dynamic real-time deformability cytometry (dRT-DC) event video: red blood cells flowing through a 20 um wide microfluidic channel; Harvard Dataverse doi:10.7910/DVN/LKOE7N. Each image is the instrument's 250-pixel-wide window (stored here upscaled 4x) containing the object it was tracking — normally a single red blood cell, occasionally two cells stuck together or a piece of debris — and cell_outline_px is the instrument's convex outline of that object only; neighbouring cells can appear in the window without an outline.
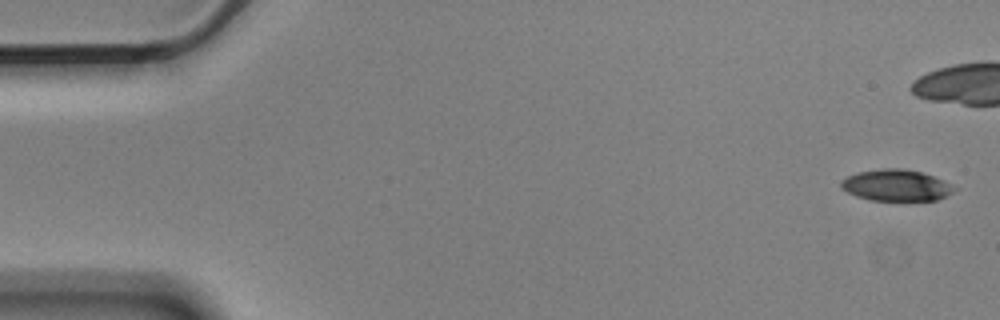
{"species": "Egyptian fruit bat (a non-hibernating species)", "species_latin": "Rousettus aegyptiacus", "temperature_condition": "cold", "stored_images_in_passage": 8, "camera_frame_rate_fps": 3000, "um_per_image_px": 0.085, "animal": {"sex": "male"}, "frame": {"image": 1, "passage_image": 1, "time_ms": 0.0, "image_size_px": [1000, 320], "cell_outline_px": [[960, 188], [936, 200], [868, 200], [856, 196], [840, 188], [840, 180], [848, 176], [860, 172], [880, 168], [900, 168], [920, 172], [944, 180]], "centroid_in_image_um": [76.17, 15.75], "position_along_channel_um": 8.8, "area_um2": 20.69}}
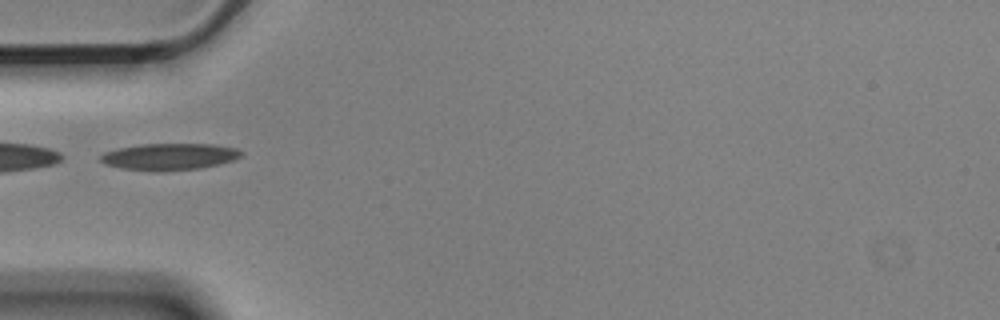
{"frame": {"image": 2, "passage_image": 7, "time_ms": 2.0, "image_size_px": [1000, 320], "cell_outline_px": [[244, 152], [240, 156], [232, 160], [220, 164], [200, 168], [160, 172], [156, 172], [120, 168], [104, 164], [100, 160], [100, 156], [104, 152], [120, 148], [140, 144], [212, 144], [236, 148]], "centroid_in_image_um": [14.38, 13.32], "position_along_channel_um": 70.6, "area_um2": 22.02}}
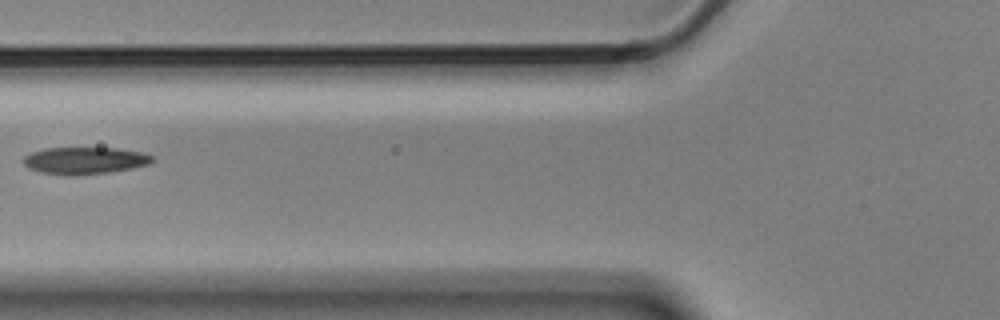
{"frame": {"image": 3, "passage_image": 8, "time_ms": 2.333, "image_size_px": [1000, 320], "cell_outline_px": [[156, 160], [148, 164], [132, 168], [108, 172], [76, 176], [68, 176], [40, 172], [28, 168], [24, 164], [24, 156], [32, 152], [44, 148], [116, 148], [140, 152], [152, 156]], "centroid_in_image_um": [7.18, 13.65], "position_along_channel_um": 118.6, "area_um2": 20.35}}